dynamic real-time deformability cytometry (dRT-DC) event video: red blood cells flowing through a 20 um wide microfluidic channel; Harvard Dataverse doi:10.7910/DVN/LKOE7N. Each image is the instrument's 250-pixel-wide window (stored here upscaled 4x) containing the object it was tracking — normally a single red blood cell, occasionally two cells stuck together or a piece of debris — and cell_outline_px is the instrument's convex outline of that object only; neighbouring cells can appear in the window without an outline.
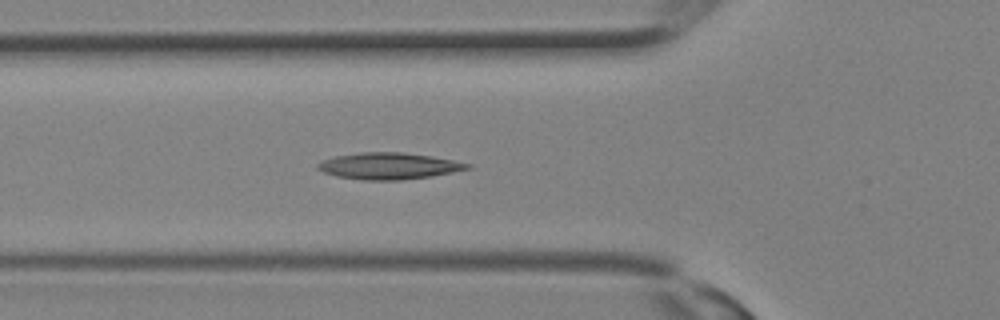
{"species": "Egyptian fruit bat (a non-hibernating species)", "species_latin": "Rousettus aegyptiacus", "temperature_condition": "room temperature", "stored_images_in_passage": 27, "camera_frame_rate_fps": 3000, "um_per_image_px": 0.085, "animal": {"sex": "female"}, "frame": {"image": 1, "passage_image": 6, "time_ms": 1.667, "image_size_px": [1000, 320], "cell_outline_px": [[472, 168], [432, 176], [400, 180], [360, 180], [336, 176], [324, 172], [316, 168], [316, 164], [324, 160], [336, 156], [360, 152], [404, 152], [432, 156], [472, 164]], "centroid_in_image_um": [33.05, 14.11], "position_along_channel_um": 92.8, "area_um2": 23.18}}
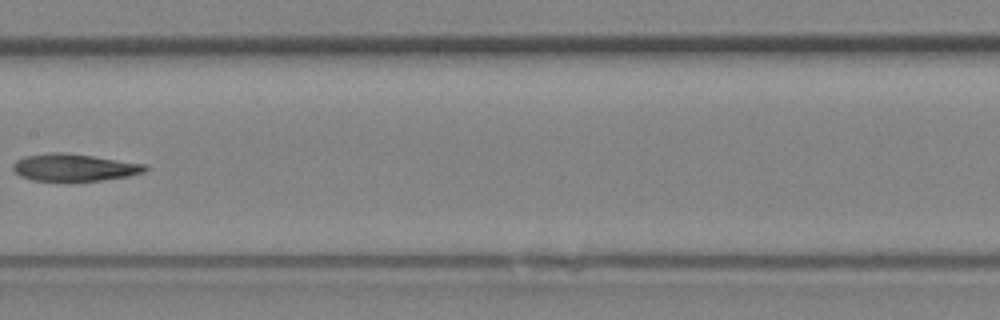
{"frame": {"image": 2, "passage_image": 11, "time_ms": 3.333, "image_size_px": [1000, 320], "cell_outline_px": [[148, 168], [144, 172], [128, 176], [100, 180], [32, 180], [20, 176], [12, 172], [12, 164], [16, 160], [24, 156], [48, 152], [64, 152], [148, 164]], "centroid_in_image_um": [6.27, 14.22], "position_along_channel_um": 201.1, "area_um2": 20.98}}
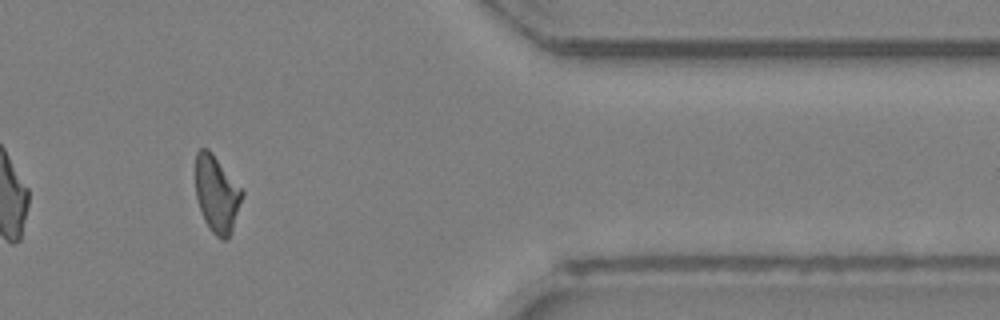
{"frame": {"image": 3, "passage_image": 21, "time_ms": 6.667, "image_size_px": [1000, 320], "cell_outline_px": [[244, 196], [228, 240], [220, 240], [208, 228], [204, 220], [196, 196], [196, 152], [200, 148], [208, 148], [212, 152], [244, 192]], "centroid_in_image_um": [18.43, 16.51], "position_along_channel_um": 393.0, "area_um2": 20.87}}